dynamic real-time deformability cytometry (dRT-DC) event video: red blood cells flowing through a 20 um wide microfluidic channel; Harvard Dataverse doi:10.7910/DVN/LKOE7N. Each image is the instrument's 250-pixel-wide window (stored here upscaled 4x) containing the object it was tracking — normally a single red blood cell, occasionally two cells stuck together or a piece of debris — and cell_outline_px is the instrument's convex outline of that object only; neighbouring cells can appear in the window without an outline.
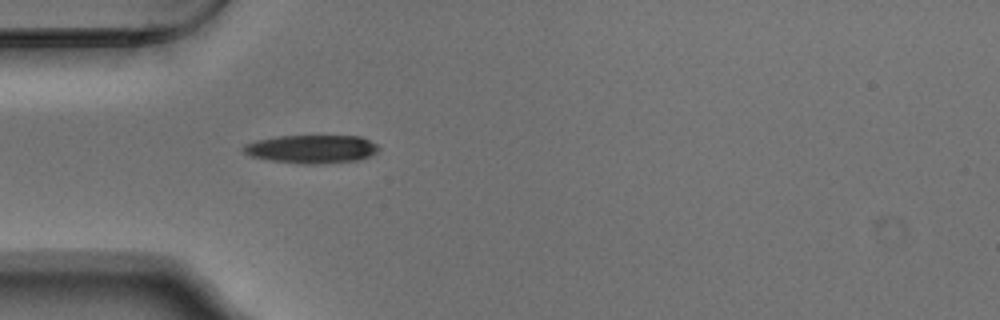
{"species": "Egyptian fruit bat (a non-hibernating species)", "species_latin": "Rousettus aegyptiacus", "temperature_condition": "warm", "stored_images_in_passage": 39, "camera_frame_rate_fps": 3000, "um_per_image_px": 0.085, "animal": {"sex": "male"}, "frame": {"image": 1, "passage_image": 1, "time_ms": 0.0, "image_size_px": [1000, 320], "cell_outline_px": [[380, 148], [376, 152], [368, 156], [356, 160], [324, 164], [300, 164], [268, 160], [248, 156], [240, 148], [244, 144], [256, 140], [280, 136], [360, 136], [376, 144]], "centroid_in_image_um": [26.42, 12.68], "position_along_channel_um": 58.6, "area_um2": 22.43}}
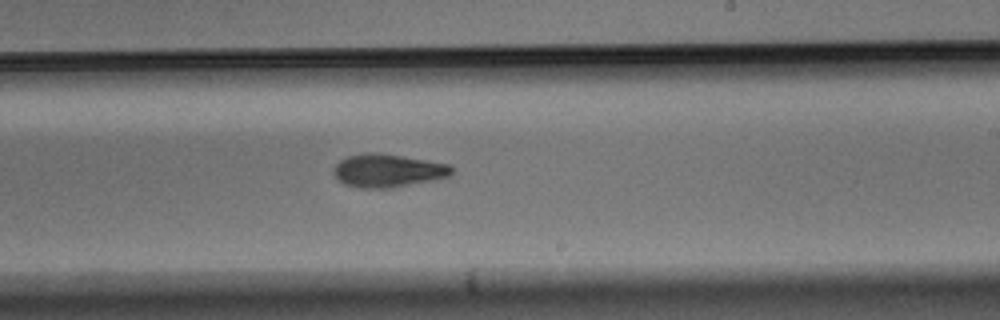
{"frame": {"image": 2, "passage_image": 17, "time_ms": 5.333, "image_size_px": [1000, 320], "cell_outline_px": [[452, 172], [448, 176], [432, 180], [392, 188], [360, 188], [344, 184], [336, 180], [336, 164], [340, 160], [348, 156], [368, 152], [380, 152], [448, 164], [452, 168]], "centroid_in_image_um": [32.94, 14.5], "position_along_channel_um": 256.1, "area_um2": 22.6}}
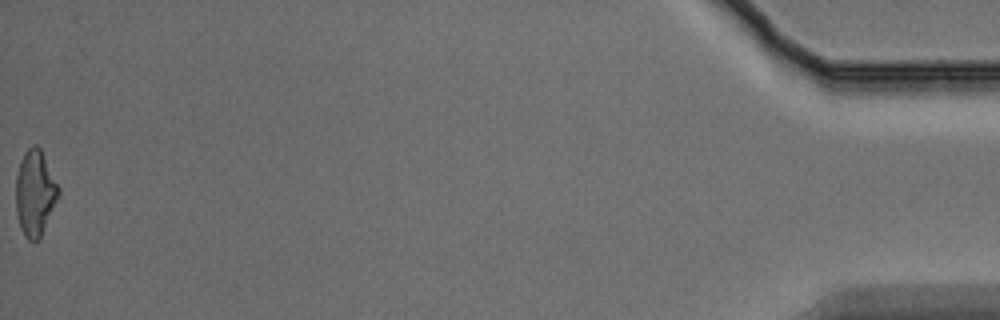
{"frame": {"image": 3, "passage_image": 39, "time_ms": 12.667, "image_size_px": [1000, 320], "cell_outline_px": [[60, 196], [40, 236], [36, 240], [28, 240], [24, 236], [20, 228], [16, 212], [16, 176], [20, 160], [24, 152], [32, 144], [36, 144], [40, 148], [60, 188]], "centroid_in_image_um": [2.97, 16.38], "position_along_channel_um": 432.2, "area_um2": 21.33}, "authors_computed_cell_mechanics": {"area_um2": 22.0796, "velocity_mm_per_s": 3.7584, "shape_relaxation_time_tau1_ms": 3.4744, "shape_relaxation_time_tau2_ms": 8.756, "deformation_change_tau1": 0.1375, "deformation_change_tau2": 0.1913}}